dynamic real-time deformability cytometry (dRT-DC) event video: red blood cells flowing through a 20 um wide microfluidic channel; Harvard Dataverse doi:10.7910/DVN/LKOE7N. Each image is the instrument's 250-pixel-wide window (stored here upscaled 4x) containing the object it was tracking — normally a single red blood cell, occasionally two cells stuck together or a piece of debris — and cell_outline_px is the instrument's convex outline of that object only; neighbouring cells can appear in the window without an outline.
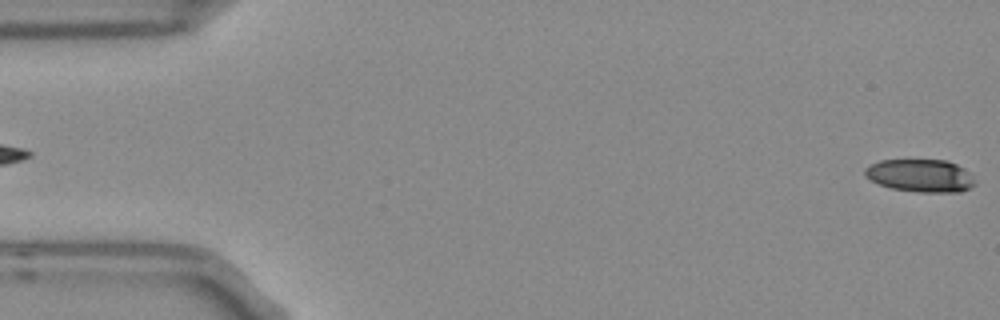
{"species": "Egyptian fruit bat (a non-hibernating species)", "species_latin": "Rousettus aegyptiacus", "temperature_condition": "room temperature", "stored_images_in_passage": 4, "segment_of_instrument_passage": [2, 2], "camera_frame_rate_fps": 3000, "um_per_image_px": 0.085, "frame": {"image": 1, "passage_image": 4, "time_ms": 1.0, "image_size_px": [1000, 320], "cell_outline_px": [[976, 184], [960, 192], [920, 192], [892, 188], [880, 184], [864, 176], [864, 168], [868, 164], [880, 160], [948, 160], [964, 168], [968, 172]], "centroid_in_image_um": [78.21, 14.91], "position_along_channel_um": 6.8, "area_um2": 20.98}}